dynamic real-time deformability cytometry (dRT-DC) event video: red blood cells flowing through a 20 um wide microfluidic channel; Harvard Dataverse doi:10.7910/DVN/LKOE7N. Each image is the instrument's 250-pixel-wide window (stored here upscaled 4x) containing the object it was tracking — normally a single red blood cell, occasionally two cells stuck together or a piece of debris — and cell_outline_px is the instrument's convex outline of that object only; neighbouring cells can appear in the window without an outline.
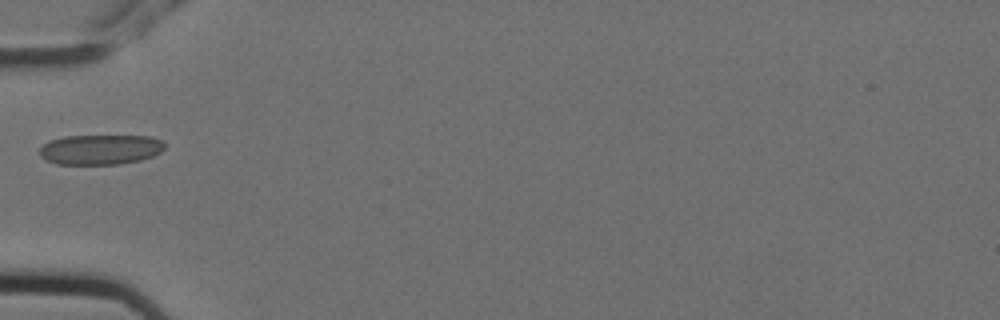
{"species": "Egyptian fruit bat (a non-hibernating species)", "species_latin": "Rousettus aegyptiacus", "temperature_condition": "cold", "stored_images_in_passage": 1, "camera_frame_rate_fps": 3000, "um_per_image_px": 0.085, "animal": {"sex": "female"}, "frame": {"image": 1, "passage_image": 1, "time_ms": 0.0, "image_size_px": [1000, 320], "cell_outline_px": [[164, 148], [160, 152], [152, 156], [140, 160], [120, 164], [56, 164], [40, 156], [40, 148], [48, 140], [64, 136], [152, 136], [160, 140], [164, 144]], "centroid_in_image_um": [8.51, 12.7], "position_along_channel_um": 76.5, "area_um2": 21.85}}